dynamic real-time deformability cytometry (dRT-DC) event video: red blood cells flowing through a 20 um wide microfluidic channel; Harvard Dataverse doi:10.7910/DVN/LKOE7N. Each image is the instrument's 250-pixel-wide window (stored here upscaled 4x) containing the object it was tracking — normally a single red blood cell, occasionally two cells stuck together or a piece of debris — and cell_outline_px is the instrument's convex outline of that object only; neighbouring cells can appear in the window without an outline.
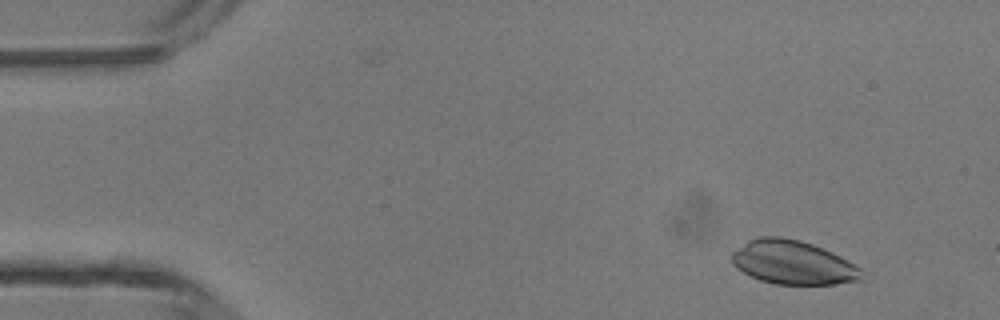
{"species": "common noctule bat (a hibernating species)", "species_latin": "Nyctalus noctula", "temperature_condition": "room temperature", "stored_images_in_passage": 4, "camera_frame_rate_fps": 3000, "um_per_image_px": 0.085, "animal": {"sex": "male", "body_mass_g": 13.3}, "frame": {"image": 1, "passage_image": 1, "time_ms": 0.0, "image_size_px": [1000, 320], "cell_outline_px": [[864, 280], [836, 284], [776, 284], [760, 280], [748, 276], [736, 268], [732, 264], [732, 252], [736, 248], [748, 240], [756, 236], [780, 236], [800, 240], [812, 244], [832, 252], [848, 260], [860, 268]], "centroid_in_image_um": [67.37, 22.31], "position_along_channel_um": 17.6, "area_um2": 33.47}}